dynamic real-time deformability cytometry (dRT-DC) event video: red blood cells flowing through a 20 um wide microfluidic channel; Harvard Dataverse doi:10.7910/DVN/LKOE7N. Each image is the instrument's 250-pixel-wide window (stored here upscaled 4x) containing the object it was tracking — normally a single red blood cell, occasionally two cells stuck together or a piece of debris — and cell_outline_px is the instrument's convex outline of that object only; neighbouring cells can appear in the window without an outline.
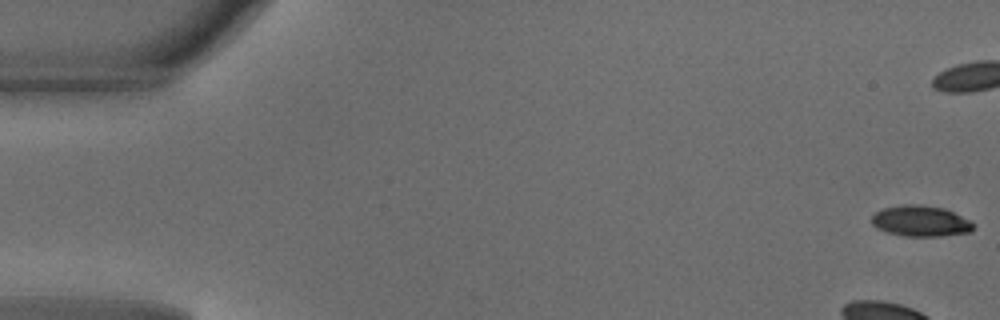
{"species": "common noctule bat (a hibernating species)", "species_latin": "Nyctalus noctula", "temperature_condition": "warm", "stored_images_in_passage": 4, "camera_frame_rate_fps": 3000, "um_per_image_px": 0.085, "animal": {"sex": "male", "body_mass_g": 18.8}, "frame": {"image": 1, "passage_image": 1, "time_ms": 0.0, "image_size_px": [1000, 320], "cell_outline_px": [[976, 224], [972, 232], [944, 236], [904, 236], [888, 232], [876, 228], [872, 224], [872, 216], [876, 212], [884, 208], [904, 204], [920, 204], [944, 208], [972, 220]], "centroid_in_image_um": [78.32, 18.79], "position_along_channel_um": 6.7, "area_um2": 18.55}}